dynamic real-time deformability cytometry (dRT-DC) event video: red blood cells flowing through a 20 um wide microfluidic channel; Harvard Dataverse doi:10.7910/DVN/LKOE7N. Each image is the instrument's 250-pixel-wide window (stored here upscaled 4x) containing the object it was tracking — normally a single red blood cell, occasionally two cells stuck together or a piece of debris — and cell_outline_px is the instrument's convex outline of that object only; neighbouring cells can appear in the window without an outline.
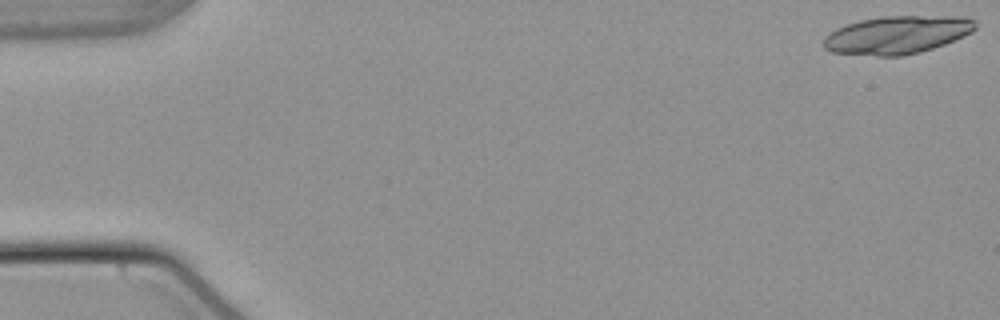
{"species": "common noctule bat (a hibernating species)", "species_latin": "Nyctalus noctula", "temperature_condition": "warm", "stored_images_in_passage": 10, "camera_frame_rate_fps": 3000, "um_per_image_px": 0.085, "animal": {"sex": "male", "body_mass_g": 21.5, "forearm_length_mm": 52.0}, "frame": {"image": 1, "passage_image": 1, "time_ms": 0.0, "image_size_px": [1000, 320], "cell_outline_px": [[976, 28], [972, 32], [964, 36], [944, 44], [920, 52], [900, 56], [876, 56], [832, 52], [824, 48], [824, 36], [836, 28], [844, 24], [860, 20], [884, 16], [960, 16], [976, 20]], "centroid_in_image_um": [76.25, 2.96], "position_along_channel_um": 8.8, "area_um2": 33.7}}